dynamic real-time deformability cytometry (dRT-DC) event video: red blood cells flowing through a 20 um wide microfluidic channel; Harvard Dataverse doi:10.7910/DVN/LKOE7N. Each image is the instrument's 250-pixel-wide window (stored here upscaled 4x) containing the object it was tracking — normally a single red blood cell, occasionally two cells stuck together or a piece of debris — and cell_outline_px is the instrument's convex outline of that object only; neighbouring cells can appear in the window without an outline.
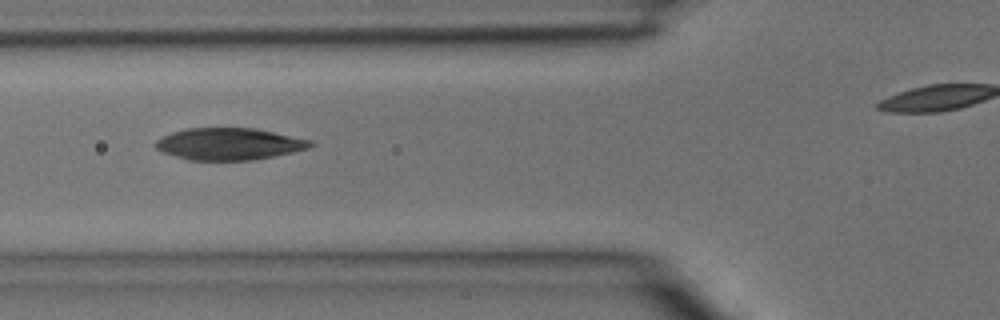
{"species": "common noctule bat (a hibernating species)", "species_latin": "Nyctalus noctula", "temperature_condition": "room temperature", "stored_images_in_passage": 24, "camera_frame_rate_fps": 3000, "um_per_image_px": 0.085, "animal": {"sex": "male", "body_mass_g": 15.6}, "frame": {"image": 1, "passage_image": 4, "time_ms": 1.0, "image_size_px": [1000, 320], "cell_outline_px": [[316, 144], [308, 148], [292, 152], [252, 160], [188, 160], [164, 152], [156, 148], [156, 140], [172, 132], [188, 128], [256, 128], [312, 140]], "centroid_in_image_um": [19.51, 12.23], "position_along_channel_um": 106.3, "area_um2": 28.61}}
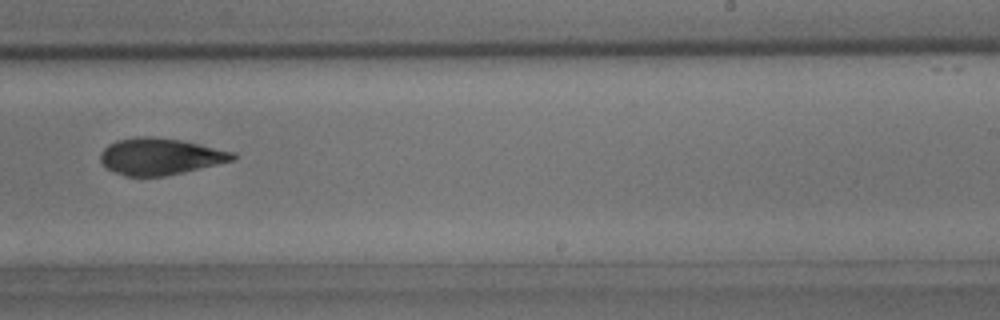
{"frame": {"image": 2, "passage_image": 14, "time_ms": 4.333, "image_size_px": [1000, 320], "cell_outline_px": [[236, 156], [232, 160], [216, 164], [164, 176], [124, 176], [108, 168], [100, 160], [100, 152], [108, 144], [116, 140], [136, 136], [148, 136], [180, 140], [200, 144], [236, 152]], "centroid_in_image_um": [13.58, 13.28], "position_along_channel_um": 275.4, "area_um2": 27.98}}